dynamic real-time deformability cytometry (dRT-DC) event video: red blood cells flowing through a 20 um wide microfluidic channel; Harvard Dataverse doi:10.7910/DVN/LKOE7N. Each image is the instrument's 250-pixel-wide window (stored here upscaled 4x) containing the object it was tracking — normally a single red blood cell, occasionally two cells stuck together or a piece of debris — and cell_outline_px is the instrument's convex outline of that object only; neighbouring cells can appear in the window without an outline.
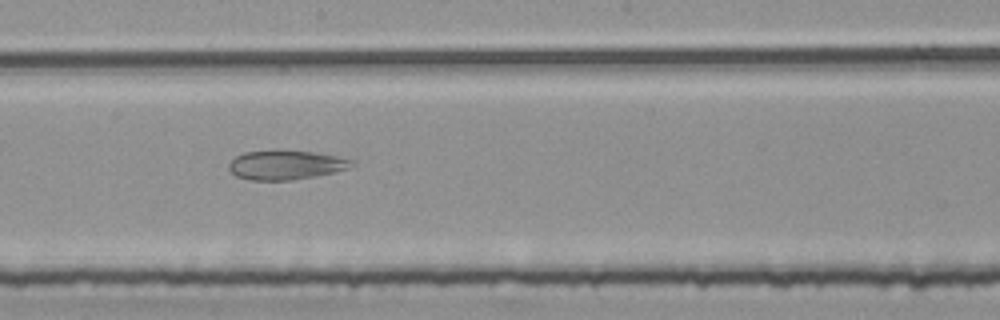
{"species": "common noctule bat (a hibernating species)", "species_latin": "Nyctalus noctula", "temperature_condition": "room temperature", "stored_images_in_passage": 23, "camera_frame_rate_fps": 3000, "um_per_image_px": 0.085, "animal": {"sex": "female", "body_mass_g": 25.1}, "frame": {"image": 1, "passage_image": 14, "time_ms": 4.333, "image_size_px": [1000, 320], "cell_outline_px": [[352, 164], [348, 168], [336, 172], [292, 180], [248, 180], [236, 176], [228, 168], [228, 164], [236, 156], [244, 152], [276, 148], [312, 152], [336, 156], [352, 160]], "centroid_in_image_um": [24.23, 13.99], "position_along_channel_um": 224.0, "area_um2": 21.27}}